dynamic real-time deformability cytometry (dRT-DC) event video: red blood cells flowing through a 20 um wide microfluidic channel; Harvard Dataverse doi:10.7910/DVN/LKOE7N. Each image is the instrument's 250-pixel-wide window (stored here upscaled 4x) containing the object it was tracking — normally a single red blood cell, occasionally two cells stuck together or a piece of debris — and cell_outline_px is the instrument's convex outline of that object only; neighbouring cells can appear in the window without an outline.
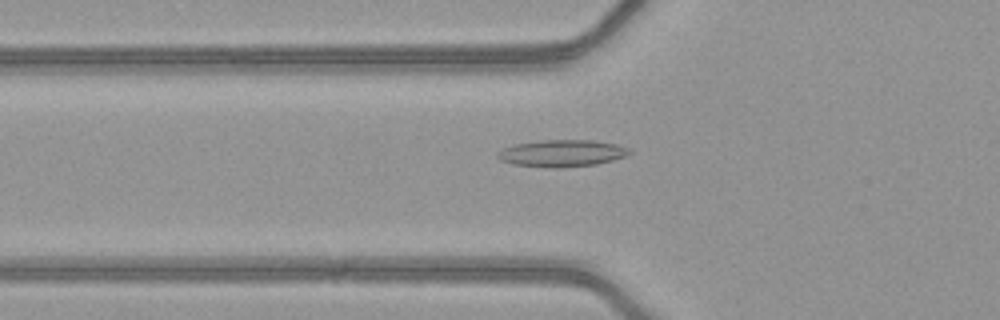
{"species": "common noctule bat (a hibernating species)", "species_latin": "Nyctalus noctula", "temperature_condition": "warm", "stored_images_in_passage": 50, "camera_frame_rate_fps": 3000, "um_per_image_px": 0.085, "animal": {"sex": "female", "body_mass_g": 21.9}, "frame": {"image": 1, "passage_image": 18, "time_ms": 5.667, "image_size_px": [1000, 320], "cell_outline_px": [[632, 152], [624, 156], [612, 160], [596, 164], [560, 168], [552, 168], [512, 164], [500, 160], [496, 156], [496, 152], [504, 148], [516, 144], [544, 140], [592, 140], [616, 144], [628, 148]], "centroid_in_image_um": [47.74, 13.03], "position_along_channel_um": 78.1, "area_um2": 20.58}}
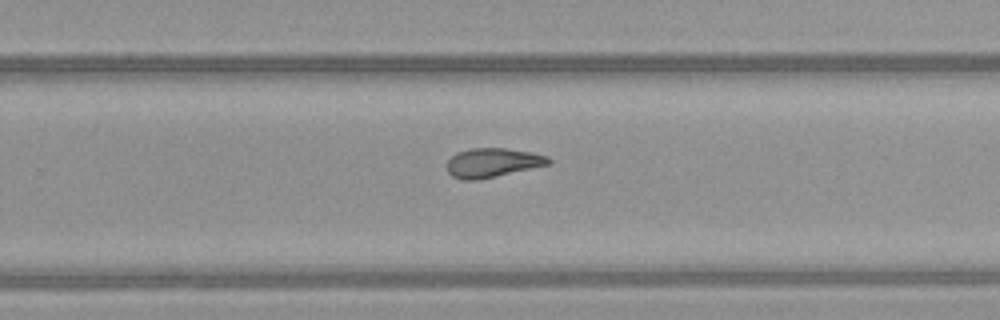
{"frame": {"image": 2, "passage_image": 33, "time_ms": 10.667, "image_size_px": [1000, 320], "cell_outline_px": [[552, 164], [496, 176], [476, 180], [464, 180], [452, 176], [448, 172], [448, 160], [456, 152], [472, 148], [504, 148], [532, 152], [548, 156], [552, 160]], "centroid_in_image_um": [41.91, 13.82], "position_along_channel_um": 287.9, "area_um2": 17.28}}
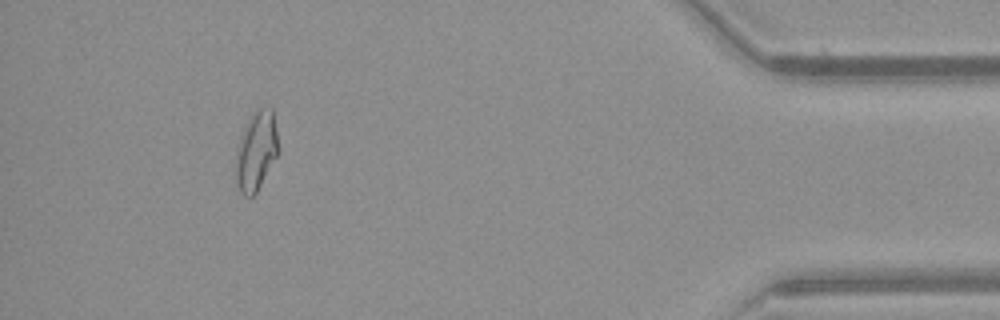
{"frame": {"image": 3, "passage_image": 46, "time_ms": 15.0, "image_size_px": [1000, 320], "cell_outline_px": [[280, 152], [256, 192], [252, 196], [244, 196], [240, 192], [236, 184], [236, 160], [240, 140], [244, 128], [252, 112], [256, 108], [272, 108], [280, 148]], "centroid_in_image_um": [21.81, 12.83], "position_along_channel_um": 413.4, "area_um2": 19.59}, "authors_computed_cell_mechanics": {"area_um2": 18.6116, "velocity_mm_per_s": 4.1709, "shape_relaxation_time_tau1_ms": null, "shape_relaxation_time_tau2_ms": 3.3472, "deformation_change_tau1": null, "deformation_change_tau2": 0.1216}}